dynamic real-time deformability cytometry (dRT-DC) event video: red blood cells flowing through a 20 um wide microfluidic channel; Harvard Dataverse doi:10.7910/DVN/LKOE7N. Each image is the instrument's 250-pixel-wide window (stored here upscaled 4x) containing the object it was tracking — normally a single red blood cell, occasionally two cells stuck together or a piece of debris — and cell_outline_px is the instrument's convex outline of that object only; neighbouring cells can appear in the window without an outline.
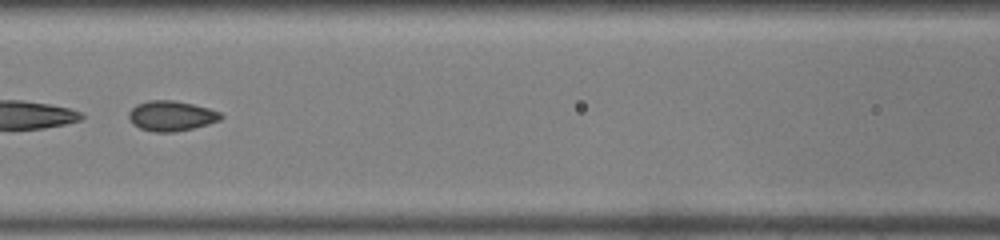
{"species": "common noctule bat (a hibernating species)", "species_latin": "Nyctalus noctula", "temperature_condition": "warm", "stored_images_in_passage": 19, "camera_frame_rate_fps": 3000, "um_per_image_px": 0.085, "animal": {"sex": "male", "body_mass_g": 19.0, "forearm_length_mm": 50.8}, "frame": {"image": 1, "passage_image": 9, "time_ms": 2.667, "image_size_px": [1000, 240], "cell_outline_px": [[224, 116], [220, 120], [208, 124], [192, 128], [172, 132], [156, 132], [140, 128], [132, 124], [128, 116], [128, 112], [136, 104], [148, 100], [172, 100], [192, 104], [208, 108], [220, 112]], "centroid_in_image_um": [14.54, 9.84], "position_along_channel_um": 152.1, "area_um2": 16.13}}